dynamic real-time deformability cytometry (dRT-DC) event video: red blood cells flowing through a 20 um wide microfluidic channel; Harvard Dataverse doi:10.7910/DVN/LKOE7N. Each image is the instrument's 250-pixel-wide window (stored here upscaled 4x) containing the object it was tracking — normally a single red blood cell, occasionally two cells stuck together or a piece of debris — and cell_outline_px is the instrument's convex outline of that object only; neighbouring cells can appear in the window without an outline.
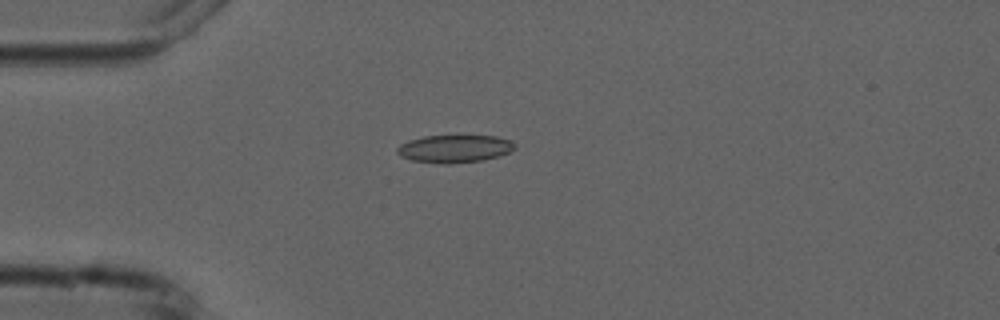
{"species": "common noctule bat (a hibernating species)", "species_latin": "Nyctalus noctula", "temperature_condition": "cold", "stored_images_in_passage": 5, "camera_frame_rate_fps": 3000, "um_per_image_px": 0.085, "animal": {"sex": "male", "forearm_length_mm": 52.5}, "frame": {"image": 1, "passage_image": 4, "time_ms": 3.667, "image_size_px": [1000, 320], "cell_outline_px": [[516, 148], [508, 152], [496, 156], [480, 160], [448, 164], [444, 164], [412, 160], [400, 156], [396, 152], [396, 148], [400, 144], [408, 140], [424, 136], [496, 136], [512, 140], [516, 144]], "centroid_in_image_um": [38.61, 12.63], "position_along_channel_um": 46.4, "area_um2": 18.9}}